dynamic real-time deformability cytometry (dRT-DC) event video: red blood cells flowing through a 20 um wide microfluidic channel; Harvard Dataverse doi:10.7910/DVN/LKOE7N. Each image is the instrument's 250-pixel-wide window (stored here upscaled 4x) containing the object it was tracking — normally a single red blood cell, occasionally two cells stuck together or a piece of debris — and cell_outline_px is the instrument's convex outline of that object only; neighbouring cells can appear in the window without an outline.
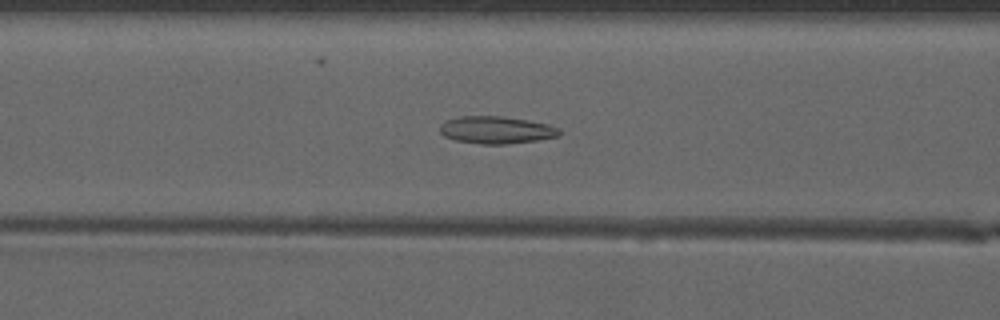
{"species": "common noctule bat (a hibernating species)", "species_latin": "Nyctalus noctula", "temperature_condition": "warm", "stored_images_in_passage": 50, "camera_frame_rate_fps": 3000, "um_per_image_px": 0.085, "animal": {"sex": "male", "forearm_length_mm": 52.5}, "frame": {"image": 1, "passage_image": 21, "time_ms": 6.667, "image_size_px": [1000, 320], "cell_outline_px": [[560, 136], [536, 140], [508, 144], [480, 144], [456, 140], [444, 136], [440, 132], [440, 124], [444, 120], [460, 116], [504, 116], [528, 120], [548, 124], [560, 128]], "centroid_in_image_um": [42.18, 11.04], "position_along_channel_um": 124.4, "area_um2": 19.19}}
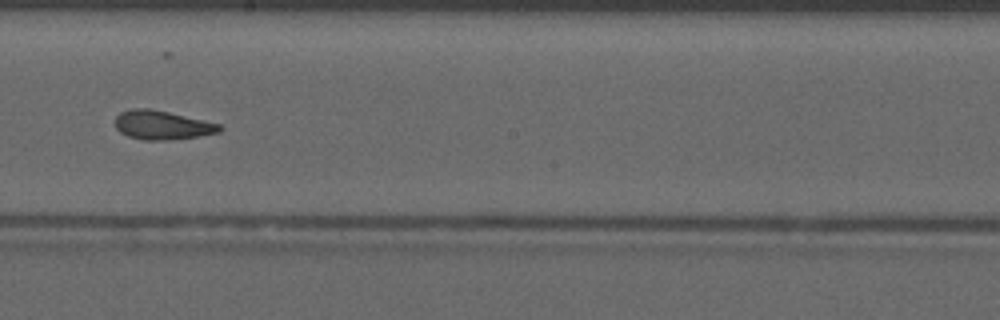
{"frame": {"image": 2, "passage_image": 29, "time_ms": 9.333, "image_size_px": [1000, 320], "cell_outline_px": [[224, 128], [220, 132], [196, 136], [168, 140], [144, 140], [128, 136], [120, 132], [116, 128], [116, 116], [120, 112], [132, 108], [148, 108], [168, 112], [220, 124]], "centroid_in_image_um": [13.77, 10.63], "position_along_channel_um": 234.4, "area_um2": 17.46}}
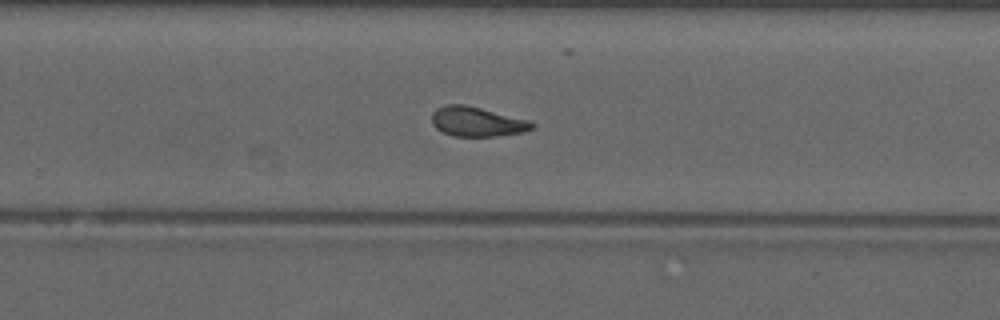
{"frame": {"image": 3, "passage_image": 33, "time_ms": 10.667, "image_size_px": [1000, 320], "cell_outline_px": [[536, 128], [524, 132], [496, 136], [452, 136], [436, 128], [432, 124], [432, 112], [436, 108], [444, 104], [464, 104], [532, 120], [536, 124]], "centroid_in_image_um": [40.59, 10.33], "position_along_channel_um": 289.2, "area_um2": 17.63}, "authors_computed_cell_mechanics": {"area_um2": 18.1781, "velocity_mm_per_s": 4.1377, "shape_relaxation_time_tau1_ms": null, "shape_relaxation_time_tau2_ms": 1.6414, "deformation_change_tau1": null, "deformation_change_tau2": 0.1014}}